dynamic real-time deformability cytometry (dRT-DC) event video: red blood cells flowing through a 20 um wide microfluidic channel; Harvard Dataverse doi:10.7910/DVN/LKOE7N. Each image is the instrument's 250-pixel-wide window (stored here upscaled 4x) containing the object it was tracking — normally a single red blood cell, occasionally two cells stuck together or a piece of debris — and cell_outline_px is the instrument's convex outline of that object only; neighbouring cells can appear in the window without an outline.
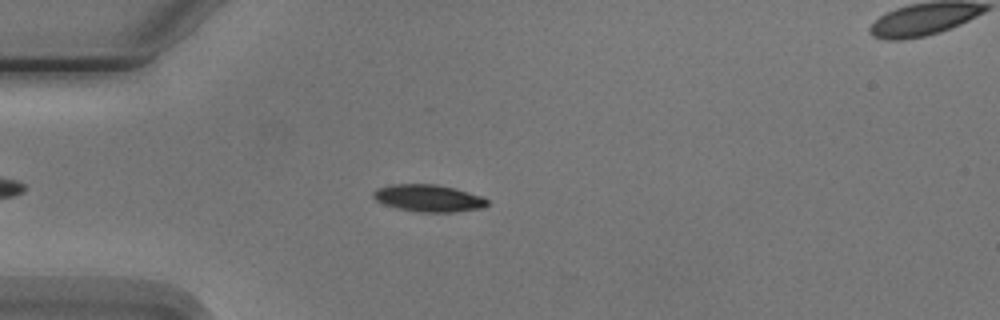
{"species": "Egyptian fruit bat (a non-hibernating species)", "species_latin": "Rousettus aegyptiacus", "temperature_condition": "cold", "stored_images_in_passage": 5, "segment_of_instrument_passage": [1, 2], "camera_frame_rate_fps": 3000, "um_per_image_px": 0.085, "animal": {"sex": "male"}, "frame": {"image": 1, "passage_image": 4, "time_ms": 4.0, "image_size_px": [1000, 320], "cell_outline_px": [[488, 204], [484, 208], [452, 212], [420, 212], [396, 208], [384, 204], [376, 200], [372, 196], [372, 192], [376, 188], [392, 184], [436, 184], [456, 188], [480, 196], [488, 200]], "centroid_in_image_um": [36.4, 16.84], "position_along_channel_um": 48.6, "area_um2": 18.09}}